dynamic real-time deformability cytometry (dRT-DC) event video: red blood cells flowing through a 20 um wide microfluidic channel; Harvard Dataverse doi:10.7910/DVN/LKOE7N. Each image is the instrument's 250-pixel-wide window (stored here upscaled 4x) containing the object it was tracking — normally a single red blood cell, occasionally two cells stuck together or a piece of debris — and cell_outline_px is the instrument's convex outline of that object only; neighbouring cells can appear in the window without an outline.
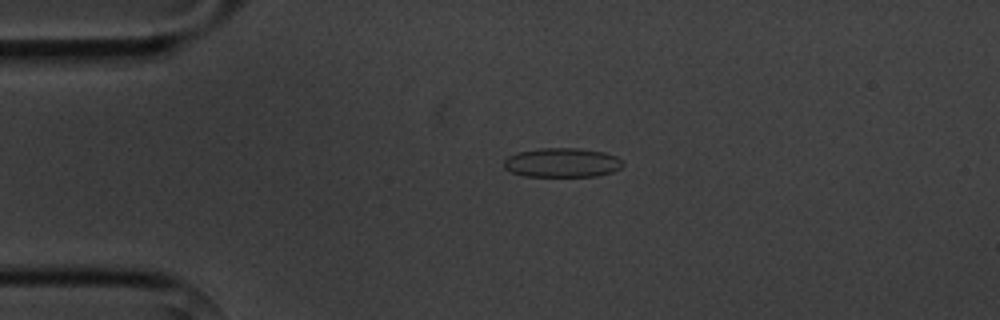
{"species": "common noctule bat (a hibernating species)", "species_latin": "Nyctalus noctula", "temperature_condition": "cold", "stored_images_in_passage": 5, "camera_frame_rate_fps": 3000, "um_per_image_px": 0.085, "animal": {"sex": "male", "body_mass_g": 20.1, "forearm_length_mm": 53.5}, "frame": {"image": 1, "passage_image": 4, "time_ms": 3.333, "image_size_px": [1000, 320], "cell_outline_px": [[624, 164], [620, 168], [612, 172], [596, 176], [524, 176], [512, 172], [504, 168], [504, 160], [508, 156], [516, 152], [540, 148], [580, 148], [604, 152], [616, 156]], "centroid_in_image_um": [47.76, 13.82], "position_along_channel_um": 37.2, "area_um2": 20.35}}